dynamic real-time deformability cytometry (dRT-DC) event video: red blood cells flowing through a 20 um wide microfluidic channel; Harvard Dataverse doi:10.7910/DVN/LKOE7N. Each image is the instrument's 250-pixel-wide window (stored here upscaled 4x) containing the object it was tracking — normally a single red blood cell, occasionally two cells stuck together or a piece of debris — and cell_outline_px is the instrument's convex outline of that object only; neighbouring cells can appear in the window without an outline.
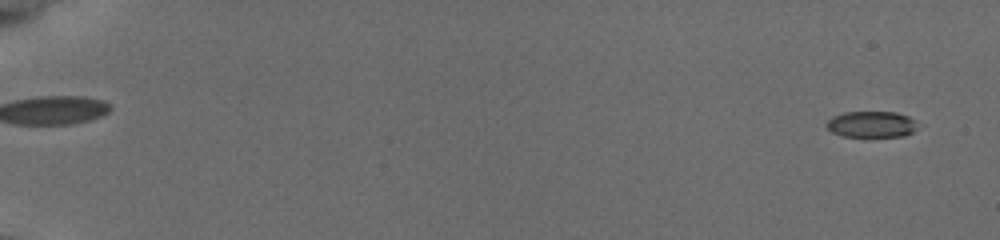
{"species": "common noctule bat (a hibernating species)", "species_latin": "Nyctalus noctula", "temperature_condition": "cold", "stored_images_in_passage": 14, "camera_frame_rate_fps": 3000, "um_per_image_px": 0.085, "animal": {"sex": "female", "body_mass_g": 19.5, "forearm_length_mm": 54.1}, "frame": {"image": 1, "passage_image": 3, "time_ms": 0.667, "image_size_px": [1000, 240], "cell_outline_px": [[924, 124], [912, 132], [904, 136], [844, 136], [832, 132], [824, 124], [832, 116], [844, 112], [896, 112], [908, 116]], "centroid_in_image_um": [74.14, 10.55], "position_along_channel_um": 10.9, "area_um2": 14.16}}